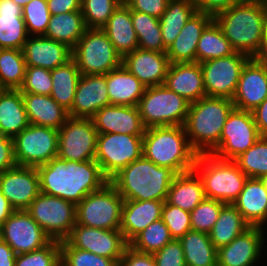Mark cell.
Segmentation results:
<instances>
[{"mask_svg":"<svg viewBox=\"0 0 267 266\" xmlns=\"http://www.w3.org/2000/svg\"><path fill=\"white\" fill-rule=\"evenodd\" d=\"M172 240L168 227L162 219H159L139 233L129 246L142 253L154 254Z\"/></svg>","mask_w":267,"mask_h":266,"instance_id":"cell-44","label":"cell"},{"mask_svg":"<svg viewBox=\"0 0 267 266\" xmlns=\"http://www.w3.org/2000/svg\"><path fill=\"white\" fill-rule=\"evenodd\" d=\"M22 98L29 123L32 125L59 130L69 117L68 111L50 95L22 92Z\"/></svg>","mask_w":267,"mask_h":266,"instance_id":"cell-29","label":"cell"},{"mask_svg":"<svg viewBox=\"0 0 267 266\" xmlns=\"http://www.w3.org/2000/svg\"><path fill=\"white\" fill-rule=\"evenodd\" d=\"M197 12L193 0H169L159 18L164 46L168 48L177 38L186 22Z\"/></svg>","mask_w":267,"mask_h":266,"instance_id":"cell-36","label":"cell"},{"mask_svg":"<svg viewBox=\"0 0 267 266\" xmlns=\"http://www.w3.org/2000/svg\"><path fill=\"white\" fill-rule=\"evenodd\" d=\"M61 266H119V262L89 251L71 246L66 240L60 242Z\"/></svg>","mask_w":267,"mask_h":266,"instance_id":"cell-45","label":"cell"},{"mask_svg":"<svg viewBox=\"0 0 267 266\" xmlns=\"http://www.w3.org/2000/svg\"><path fill=\"white\" fill-rule=\"evenodd\" d=\"M81 73L73 59L51 70V97L65 110L69 111L74 102L77 83Z\"/></svg>","mask_w":267,"mask_h":266,"instance_id":"cell-39","label":"cell"},{"mask_svg":"<svg viewBox=\"0 0 267 266\" xmlns=\"http://www.w3.org/2000/svg\"><path fill=\"white\" fill-rule=\"evenodd\" d=\"M143 136L104 133L98 134L95 161L103 175L110 180L121 169L142 155Z\"/></svg>","mask_w":267,"mask_h":266,"instance_id":"cell-11","label":"cell"},{"mask_svg":"<svg viewBox=\"0 0 267 266\" xmlns=\"http://www.w3.org/2000/svg\"><path fill=\"white\" fill-rule=\"evenodd\" d=\"M122 58L138 49V38L134 30L131 10L122 2L101 28Z\"/></svg>","mask_w":267,"mask_h":266,"instance_id":"cell-31","label":"cell"},{"mask_svg":"<svg viewBox=\"0 0 267 266\" xmlns=\"http://www.w3.org/2000/svg\"><path fill=\"white\" fill-rule=\"evenodd\" d=\"M26 66L53 70L72 59V49L43 35L28 36L23 46Z\"/></svg>","mask_w":267,"mask_h":266,"instance_id":"cell-24","label":"cell"},{"mask_svg":"<svg viewBox=\"0 0 267 266\" xmlns=\"http://www.w3.org/2000/svg\"><path fill=\"white\" fill-rule=\"evenodd\" d=\"M28 36L22 7L13 0H0V47L22 50Z\"/></svg>","mask_w":267,"mask_h":266,"instance_id":"cell-32","label":"cell"},{"mask_svg":"<svg viewBox=\"0 0 267 266\" xmlns=\"http://www.w3.org/2000/svg\"><path fill=\"white\" fill-rule=\"evenodd\" d=\"M251 226L233 204H224L219 217L209 233L210 240L218 250L228 245Z\"/></svg>","mask_w":267,"mask_h":266,"instance_id":"cell-37","label":"cell"},{"mask_svg":"<svg viewBox=\"0 0 267 266\" xmlns=\"http://www.w3.org/2000/svg\"><path fill=\"white\" fill-rule=\"evenodd\" d=\"M260 136H267V98L252 111Z\"/></svg>","mask_w":267,"mask_h":266,"instance_id":"cell-58","label":"cell"},{"mask_svg":"<svg viewBox=\"0 0 267 266\" xmlns=\"http://www.w3.org/2000/svg\"><path fill=\"white\" fill-rule=\"evenodd\" d=\"M193 170L201 178L206 198L233 204L248 177L234 160L217 158L213 154H199Z\"/></svg>","mask_w":267,"mask_h":266,"instance_id":"cell-6","label":"cell"},{"mask_svg":"<svg viewBox=\"0 0 267 266\" xmlns=\"http://www.w3.org/2000/svg\"><path fill=\"white\" fill-rule=\"evenodd\" d=\"M267 0H245L213 19L236 52L250 58L259 54Z\"/></svg>","mask_w":267,"mask_h":266,"instance_id":"cell-2","label":"cell"},{"mask_svg":"<svg viewBox=\"0 0 267 266\" xmlns=\"http://www.w3.org/2000/svg\"><path fill=\"white\" fill-rule=\"evenodd\" d=\"M124 199L110 183L86 195L76 205V224L104 230H120Z\"/></svg>","mask_w":267,"mask_h":266,"instance_id":"cell-9","label":"cell"},{"mask_svg":"<svg viewBox=\"0 0 267 266\" xmlns=\"http://www.w3.org/2000/svg\"><path fill=\"white\" fill-rule=\"evenodd\" d=\"M229 40L224 36L220 26L213 19L203 30L196 49V62L226 57L234 54Z\"/></svg>","mask_w":267,"mask_h":266,"instance_id":"cell-40","label":"cell"},{"mask_svg":"<svg viewBox=\"0 0 267 266\" xmlns=\"http://www.w3.org/2000/svg\"><path fill=\"white\" fill-rule=\"evenodd\" d=\"M4 89L1 87V85H0V93L3 91Z\"/></svg>","mask_w":267,"mask_h":266,"instance_id":"cell-64","label":"cell"},{"mask_svg":"<svg viewBox=\"0 0 267 266\" xmlns=\"http://www.w3.org/2000/svg\"><path fill=\"white\" fill-rule=\"evenodd\" d=\"M19 90L21 92L33 94L51 95V70L41 67L26 66L25 79Z\"/></svg>","mask_w":267,"mask_h":266,"instance_id":"cell-51","label":"cell"},{"mask_svg":"<svg viewBox=\"0 0 267 266\" xmlns=\"http://www.w3.org/2000/svg\"><path fill=\"white\" fill-rule=\"evenodd\" d=\"M234 161L248 178L262 179L267 176V136H261Z\"/></svg>","mask_w":267,"mask_h":266,"instance_id":"cell-43","label":"cell"},{"mask_svg":"<svg viewBox=\"0 0 267 266\" xmlns=\"http://www.w3.org/2000/svg\"><path fill=\"white\" fill-rule=\"evenodd\" d=\"M81 75H104L122 65V56L102 29L87 28L72 49Z\"/></svg>","mask_w":267,"mask_h":266,"instance_id":"cell-8","label":"cell"},{"mask_svg":"<svg viewBox=\"0 0 267 266\" xmlns=\"http://www.w3.org/2000/svg\"><path fill=\"white\" fill-rule=\"evenodd\" d=\"M14 266H60V242L51 240L43 248L18 254Z\"/></svg>","mask_w":267,"mask_h":266,"instance_id":"cell-49","label":"cell"},{"mask_svg":"<svg viewBox=\"0 0 267 266\" xmlns=\"http://www.w3.org/2000/svg\"><path fill=\"white\" fill-rule=\"evenodd\" d=\"M233 205L251 227L264 228L267 223V190L263 180L248 178Z\"/></svg>","mask_w":267,"mask_h":266,"instance_id":"cell-28","label":"cell"},{"mask_svg":"<svg viewBox=\"0 0 267 266\" xmlns=\"http://www.w3.org/2000/svg\"><path fill=\"white\" fill-rule=\"evenodd\" d=\"M97 136L91 118L69 116L58 130L57 156L74 162L95 160Z\"/></svg>","mask_w":267,"mask_h":266,"instance_id":"cell-13","label":"cell"},{"mask_svg":"<svg viewBox=\"0 0 267 266\" xmlns=\"http://www.w3.org/2000/svg\"><path fill=\"white\" fill-rule=\"evenodd\" d=\"M17 165L38 167L57 157L58 130L30 124L13 138Z\"/></svg>","mask_w":267,"mask_h":266,"instance_id":"cell-12","label":"cell"},{"mask_svg":"<svg viewBox=\"0 0 267 266\" xmlns=\"http://www.w3.org/2000/svg\"><path fill=\"white\" fill-rule=\"evenodd\" d=\"M179 241L186 266H217V249L209 234L190 230Z\"/></svg>","mask_w":267,"mask_h":266,"instance_id":"cell-38","label":"cell"},{"mask_svg":"<svg viewBox=\"0 0 267 266\" xmlns=\"http://www.w3.org/2000/svg\"><path fill=\"white\" fill-rule=\"evenodd\" d=\"M143 156L176 174L193 170L197 153L191 147L184 126H161L145 129Z\"/></svg>","mask_w":267,"mask_h":266,"instance_id":"cell-5","label":"cell"},{"mask_svg":"<svg viewBox=\"0 0 267 266\" xmlns=\"http://www.w3.org/2000/svg\"><path fill=\"white\" fill-rule=\"evenodd\" d=\"M206 198L204 186L198 174L192 170L177 174L167 193L166 202L191 212Z\"/></svg>","mask_w":267,"mask_h":266,"instance_id":"cell-33","label":"cell"},{"mask_svg":"<svg viewBox=\"0 0 267 266\" xmlns=\"http://www.w3.org/2000/svg\"><path fill=\"white\" fill-rule=\"evenodd\" d=\"M26 62L23 51L5 48L0 52V85L3 89L19 90L25 79Z\"/></svg>","mask_w":267,"mask_h":266,"instance_id":"cell-42","label":"cell"},{"mask_svg":"<svg viewBox=\"0 0 267 266\" xmlns=\"http://www.w3.org/2000/svg\"><path fill=\"white\" fill-rule=\"evenodd\" d=\"M37 170L41 193L65 199L75 205L109 182L95 160L74 162L57 156L38 166Z\"/></svg>","mask_w":267,"mask_h":266,"instance_id":"cell-1","label":"cell"},{"mask_svg":"<svg viewBox=\"0 0 267 266\" xmlns=\"http://www.w3.org/2000/svg\"><path fill=\"white\" fill-rule=\"evenodd\" d=\"M16 256L13 249L0 238V266H14Z\"/></svg>","mask_w":267,"mask_h":266,"instance_id":"cell-59","label":"cell"},{"mask_svg":"<svg viewBox=\"0 0 267 266\" xmlns=\"http://www.w3.org/2000/svg\"><path fill=\"white\" fill-rule=\"evenodd\" d=\"M29 125L22 92L4 89L0 93V134L14 138Z\"/></svg>","mask_w":267,"mask_h":266,"instance_id":"cell-34","label":"cell"},{"mask_svg":"<svg viewBox=\"0 0 267 266\" xmlns=\"http://www.w3.org/2000/svg\"><path fill=\"white\" fill-rule=\"evenodd\" d=\"M0 238L16 255L38 250L51 241L26 210H15L10 215L0 227Z\"/></svg>","mask_w":267,"mask_h":266,"instance_id":"cell-16","label":"cell"},{"mask_svg":"<svg viewBox=\"0 0 267 266\" xmlns=\"http://www.w3.org/2000/svg\"><path fill=\"white\" fill-rule=\"evenodd\" d=\"M66 241L73 247L119 262L129 245L120 230H104L75 224Z\"/></svg>","mask_w":267,"mask_h":266,"instance_id":"cell-17","label":"cell"},{"mask_svg":"<svg viewBox=\"0 0 267 266\" xmlns=\"http://www.w3.org/2000/svg\"><path fill=\"white\" fill-rule=\"evenodd\" d=\"M122 64L146 87L163 85L170 65L166 52L135 49L123 57Z\"/></svg>","mask_w":267,"mask_h":266,"instance_id":"cell-23","label":"cell"},{"mask_svg":"<svg viewBox=\"0 0 267 266\" xmlns=\"http://www.w3.org/2000/svg\"><path fill=\"white\" fill-rule=\"evenodd\" d=\"M164 85L188 102L206 97L201 65L194 63H170Z\"/></svg>","mask_w":267,"mask_h":266,"instance_id":"cell-25","label":"cell"},{"mask_svg":"<svg viewBox=\"0 0 267 266\" xmlns=\"http://www.w3.org/2000/svg\"><path fill=\"white\" fill-rule=\"evenodd\" d=\"M156 266H186L181 242L173 239L153 254Z\"/></svg>","mask_w":267,"mask_h":266,"instance_id":"cell-52","label":"cell"},{"mask_svg":"<svg viewBox=\"0 0 267 266\" xmlns=\"http://www.w3.org/2000/svg\"><path fill=\"white\" fill-rule=\"evenodd\" d=\"M22 16L28 35H44L46 33L51 14L46 0H32L22 8Z\"/></svg>","mask_w":267,"mask_h":266,"instance_id":"cell-48","label":"cell"},{"mask_svg":"<svg viewBox=\"0 0 267 266\" xmlns=\"http://www.w3.org/2000/svg\"><path fill=\"white\" fill-rule=\"evenodd\" d=\"M14 211L15 209L11 206L8 199L0 191V227Z\"/></svg>","mask_w":267,"mask_h":266,"instance_id":"cell-60","label":"cell"},{"mask_svg":"<svg viewBox=\"0 0 267 266\" xmlns=\"http://www.w3.org/2000/svg\"><path fill=\"white\" fill-rule=\"evenodd\" d=\"M169 0H123L131 11L143 12L160 18L166 10Z\"/></svg>","mask_w":267,"mask_h":266,"instance_id":"cell-53","label":"cell"},{"mask_svg":"<svg viewBox=\"0 0 267 266\" xmlns=\"http://www.w3.org/2000/svg\"><path fill=\"white\" fill-rule=\"evenodd\" d=\"M224 203L205 198L191 212V229L209 234L216 223Z\"/></svg>","mask_w":267,"mask_h":266,"instance_id":"cell-47","label":"cell"},{"mask_svg":"<svg viewBox=\"0 0 267 266\" xmlns=\"http://www.w3.org/2000/svg\"><path fill=\"white\" fill-rule=\"evenodd\" d=\"M17 5L21 6L22 8L28 4L32 0H13Z\"/></svg>","mask_w":267,"mask_h":266,"instance_id":"cell-62","label":"cell"},{"mask_svg":"<svg viewBox=\"0 0 267 266\" xmlns=\"http://www.w3.org/2000/svg\"><path fill=\"white\" fill-rule=\"evenodd\" d=\"M87 27L81 11L51 15L46 33L47 38L59 41L73 49Z\"/></svg>","mask_w":267,"mask_h":266,"instance_id":"cell-35","label":"cell"},{"mask_svg":"<svg viewBox=\"0 0 267 266\" xmlns=\"http://www.w3.org/2000/svg\"><path fill=\"white\" fill-rule=\"evenodd\" d=\"M110 105L106 74L81 75L77 83L74 102L68 115L91 118L97 111Z\"/></svg>","mask_w":267,"mask_h":266,"instance_id":"cell-22","label":"cell"},{"mask_svg":"<svg viewBox=\"0 0 267 266\" xmlns=\"http://www.w3.org/2000/svg\"><path fill=\"white\" fill-rule=\"evenodd\" d=\"M190 102L164 84L146 87L138 102L144 127L184 126Z\"/></svg>","mask_w":267,"mask_h":266,"instance_id":"cell-7","label":"cell"},{"mask_svg":"<svg viewBox=\"0 0 267 266\" xmlns=\"http://www.w3.org/2000/svg\"><path fill=\"white\" fill-rule=\"evenodd\" d=\"M26 211L51 240H66L76 224V205L59 197L40 193Z\"/></svg>","mask_w":267,"mask_h":266,"instance_id":"cell-10","label":"cell"},{"mask_svg":"<svg viewBox=\"0 0 267 266\" xmlns=\"http://www.w3.org/2000/svg\"><path fill=\"white\" fill-rule=\"evenodd\" d=\"M234 108L232 100L203 97L190 103L184 124L193 150L199 154H212L218 147L228 115Z\"/></svg>","mask_w":267,"mask_h":266,"instance_id":"cell-4","label":"cell"},{"mask_svg":"<svg viewBox=\"0 0 267 266\" xmlns=\"http://www.w3.org/2000/svg\"><path fill=\"white\" fill-rule=\"evenodd\" d=\"M164 201L124 200L120 231L129 244L152 222L161 219Z\"/></svg>","mask_w":267,"mask_h":266,"instance_id":"cell-26","label":"cell"},{"mask_svg":"<svg viewBox=\"0 0 267 266\" xmlns=\"http://www.w3.org/2000/svg\"><path fill=\"white\" fill-rule=\"evenodd\" d=\"M262 180H263V182H264V184L266 186V190H267V176H265L264 178H262Z\"/></svg>","mask_w":267,"mask_h":266,"instance_id":"cell-63","label":"cell"},{"mask_svg":"<svg viewBox=\"0 0 267 266\" xmlns=\"http://www.w3.org/2000/svg\"><path fill=\"white\" fill-rule=\"evenodd\" d=\"M161 219L168 227L173 239L179 240L188 231L192 230L190 212L168 204L166 201L162 207Z\"/></svg>","mask_w":267,"mask_h":266,"instance_id":"cell-50","label":"cell"},{"mask_svg":"<svg viewBox=\"0 0 267 266\" xmlns=\"http://www.w3.org/2000/svg\"><path fill=\"white\" fill-rule=\"evenodd\" d=\"M249 59V56L235 52L200 63L206 96L232 100L243 66Z\"/></svg>","mask_w":267,"mask_h":266,"instance_id":"cell-15","label":"cell"},{"mask_svg":"<svg viewBox=\"0 0 267 266\" xmlns=\"http://www.w3.org/2000/svg\"><path fill=\"white\" fill-rule=\"evenodd\" d=\"M46 2L51 15L81 11V0H46Z\"/></svg>","mask_w":267,"mask_h":266,"instance_id":"cell-57","label":"cell"},{"mask_svg":"<svg viewBox=\"0 0 267 266\" xmlns=\"http://www.w3.org/2000/svg\"><path fill=\"white\" fill-rule=\"evenodd\" d=\"M262 227H250L217 250V266H254L264 244Z\"/></svg>","mask_w":267,"mask_h":266,"instance_id":"cell-20","label":"cell"},{"mask_svg":"<svg viewBox=\"0 0 267 266\" xmlns=\"http://www.w3.org/2000/svg\"><path fill=\"white\" fill-rule=\"evenodd\" d=\"M267 98V61L250 58L240 74L232 102L237 109L255 110Z\"/></svg>","mask_w":267,"mask_h":266,"instance_id":"cell-19","label":"cell"},{"mask_svg":"<svg viewBox=\"0 0 267 266\" xmlns=\"http://www.w3.org/2000/svg\"><path fill=\"white\" fill-rule=\"evenodd\" d=\"M106 84L113 105L137 106L146 89L123 64L106 74Z\"/></svg>","mask_w":267,"mask_h":266,"instance_id":"cell-30","label":"cell"},{"mask_svg":"<svg viewBox=\"0 0 267 266\" xmlns=\"http://www.w3.org/2000/svg\"><path fill=\"white\" fill-rule=\"evenodd\" d=\"M98 134L144 136L145 127L137 106L107 105L91 117Z\"/></svg>","mask_w":267,"mask_h":266,"instance_id":"cell-21","label":"cell"},{"mask_svg":"<svg viewBox=\"0 0 267 266\" xmlns=\"http://www.w3.org/2000/svg\"><path fill=\"white\" fill-rule=\"evenodd\" d=\"M244 1L245 0H193L196 5L197 11L206 13L213 18L217 14Z\"/></svg>","mask_w":267,"mask_h":266,"instance_id":"cell-54","label":"cell"},{"mask_svg":"<svg viewBox=\"0 0 267 266\" xmlns=\"http://www.w3.org/2000/svg\"><path fill=\"white\" fill-rule=\"evenodd\" d=\"M256 59L267 61V7L265 12V18L263 22L262 41L259 54Z\"/></svg>","mask_w":267,"mask_h":266,"instance_id":"cell-61","label":"cell"},{"mask_svg":"<svg viewBox=\"0 0 267 266\" xmlns=\"http://www.w3.org/2000/svg\"><path fill=\"white\" fill-rule=\"evenodd\" d=\"M119 266H156V262L153 254L136 251L128 245L119 260Z\"/></svg>","mask_w":267,"mask_h":266,"instance_id":"cell-55","label":"cell"},{"mask_svg":"<svg viewBox=\"0 0 267 266\" xmlns=\"http://www.w3.org/2000/svg\"><path fill=\"white\" fill-rule=\"evenodd\" d=\"M123 0H81V12L87 28L101 29Z\"/></svg>","mask_w":267,"mask_h":266,"instance_id":"cell-46","label":"cell"},{"mask_svg":"<svg viewBox=\"0 0 267 266\" xmlns=\"http://www.w3.org/2000/svg\"><path fill=\"white\" fill-rule=\"evenodd\" d=\"M252 112L233 108L224 124L217 149L212 153L224 160H234L260 138Z\"/></svg>","mask_w":267,"mask_h":266,"instance_id":"cell-14","label":"cell"},{"mask_svg":"<svg viewBox=\"0 0 267 266\" xmlns=\"http://www.w3.org/2000/svg\"><path fill=\"white\" fill-rule=\"evenodd\" d=\"M213 17L197 11L181 29L174 42L167 48L170 63L196 62V49L198 41L205 27Z\"/></svg>","mask_w":267,"mask_h":266,"instance_id":"cell-27","label":"cell"},{"mask_svg":"<svg viewBox=\"0 0 267 266\" xmlns=\"http://www.w3.org/2000/svg\"><path fill=\"white\" fill-rule=\"evenodd\" d=\"M131 19L138 38V48L166 52L159 19L143 12L131 11Z\"/></svg>","mask_w":267,"mask_h":266,"instance_id":"cell-41","label":"cell"},{"mask_svg":"<svg viewBox=\"0 0 267 266\" xmlns=\"http://www.w3.org/2000/svg\"><path fill=\"white\" fill-rule=\"evenodd\" d=\"M176 175L170 168L158 166L142 155L121 169L109 182L124 200L165 202Z\"/></svg>","mask_w":267,"mask_h":266,"instance_id":"cell-3","label":"cell"},{"mask_svg":"<svg viewBox=\"0 0 267 266\" xmlns=\"http://www.w3.org/2000/svg\"><path fill=\"white\" fill-rule=\"evenodd\" d=\"M16 165L13 138L0 134V174Z\"/></svg>","mask_w":267,"mask_h":266,"instance_id":"cell-56","label":"cell"},{"mask_svg":"<svg viewBox=\"0 0 267 266\" xmlns=\"http://www.w3.org/2000/svg\"><path fill=\"white\" fill-rule=\"evenodd\" d=\"M0 191L15 210H26L41 193L37 168L16 165L2 172Z\"/></svg>","mask_w":267,"mask_h":266,"instance_id":"cell-18","label":"cell"}]
</instances>
